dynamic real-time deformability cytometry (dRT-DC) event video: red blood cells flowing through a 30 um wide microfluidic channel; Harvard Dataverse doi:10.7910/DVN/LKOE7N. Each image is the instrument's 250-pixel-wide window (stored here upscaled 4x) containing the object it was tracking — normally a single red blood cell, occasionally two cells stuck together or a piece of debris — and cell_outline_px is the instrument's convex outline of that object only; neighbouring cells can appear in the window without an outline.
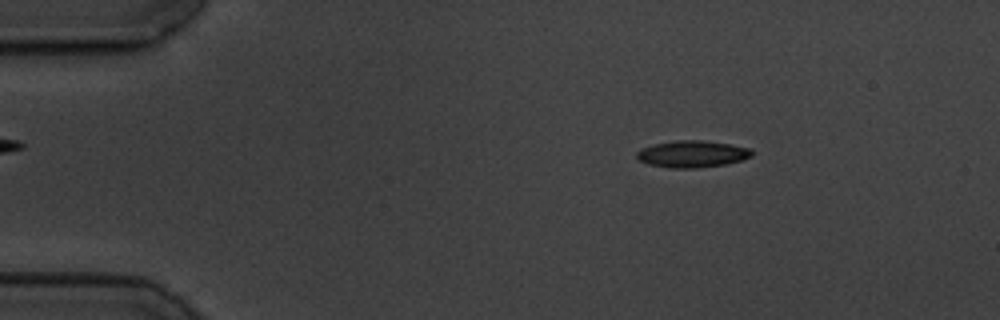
{"species": "common noctule bat (a hibernating species)", "species_latin": "Nyctalus noctula", "temperature_condition": "cold", "stored_images_in_passage": 57, "camera_frame_rate_fps": 3000, "um_per_image_px": 0.085, "animal": {"sex": "male", "body_mass_g": 19.5, "forearm_length_mm": 54.6}, "frame": {"image": 1, "passage_image": 9, "time_ms": 2.667, "image_size_px": [1000, 320], "cell_outline_px": [[752, 156], [740, 160], [724, 164], [696, 168], [668, 168], [648, 164], [640, 160], [636, 156], [636, 152], [640, 148], [652, 144], [676, 140], [700, 140], [728, 144], [752, 148]], "centroid_in_image_um": [58.79, 13.08], "position_along_channel_um": 26.2, "area_um2": 17.98}}
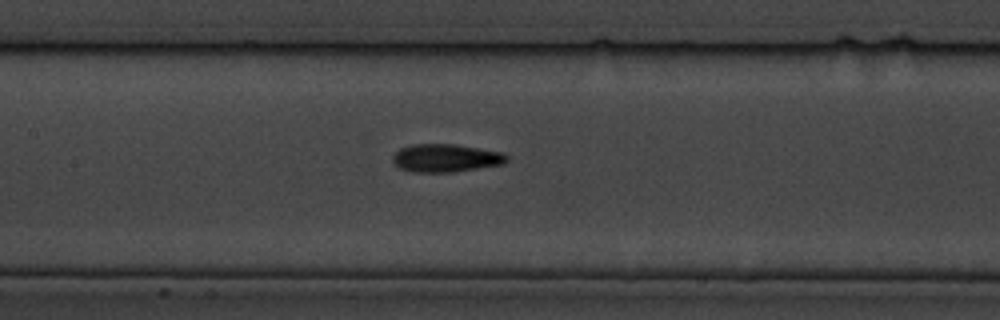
{"frame": {"image": 2, "passage_image": 27, "time_ms": 8.667, "image_size_px": [1000, 320], "cell_outline_px": [[508, 160], [504, 164], [452, 172], [412, 172], [400, 168], [392, 160], [392, 156], [400, 148], [412, 144], [456, 144], [504, 152], [508, 156]], "centroid_in_image_um": [37.92, 13.42], "position_along_channel_um": 169.5, "area_um2": 18.73}}
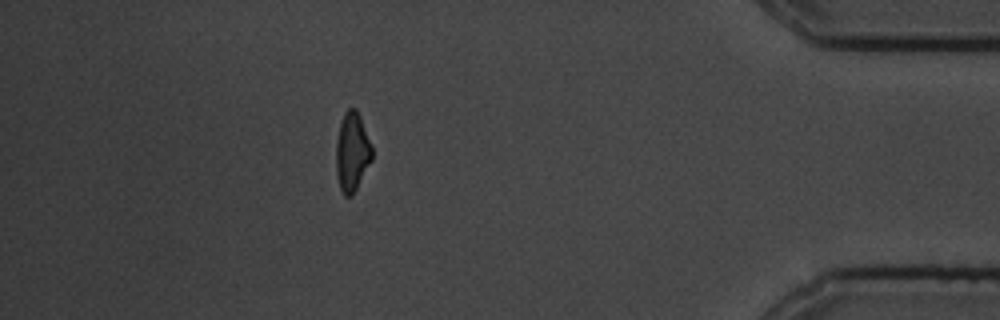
{"frame": {"image": 3, "passage_image": 51, "time_ms": 16.667, "image_size_px": [1000, 320], "cell_outline_px": [[372, 160], [352, 196], [344, 196], [340, 188], [336, 176], [336, 140], [340, 124], [344, 112], [348, 108], [356, 108], [360, 116], [372, 144]], "centroid_in_image_um": [29.93, 12.91], "position_along_channel_um": 405.3, "area_um2": 16.7}, "authors_computed_cell_mechanics": {"area_um2": 17.6868, "velocity_mm_per_s": 3.4951, "shape_relaxation_time_tau1_ms": 5.7127, "shape_relaxation_time_tau2_ms": 4.517, "deformation_change_tau1": 0.1614, "deformation_change_tau2": 0.1334}}